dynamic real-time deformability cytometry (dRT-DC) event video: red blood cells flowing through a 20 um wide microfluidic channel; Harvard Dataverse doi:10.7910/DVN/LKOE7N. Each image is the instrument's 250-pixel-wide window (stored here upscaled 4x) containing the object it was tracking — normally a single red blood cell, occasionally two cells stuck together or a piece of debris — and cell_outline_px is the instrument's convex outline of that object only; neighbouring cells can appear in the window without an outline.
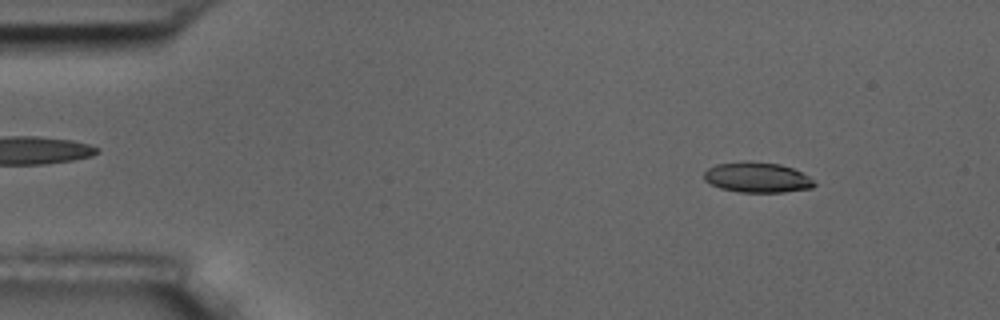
{"species": "common noctule bat (a hibernating species)", "species_latin": "Nyctalus noctula", "temperature_condition": "room temperature", "stored_images_in_passage": 55, "camera_frame_rate_fps": 3000, "um_per_image_px": 0.085, "animal": {"sex": "male", "body_mass_g": 17.5, "forearm_length_mm": 52.3}, "frame": {"image": 1, "passage_image": 6, "time_ms": 1.667, "image_size_px": [1000, 320], "cell_outline_px": [[816, 184], [812, 188], [784, 192], [740, 192], [720, 188], [704, 180], [704, 172], [708, 168], [716, 164], [780, 164], [792, 168], [808, 176]], "centroid_in_image_um": [64.38, 15.13], "position_along_channel_um": 20.6, "area_um2": 18.55}}
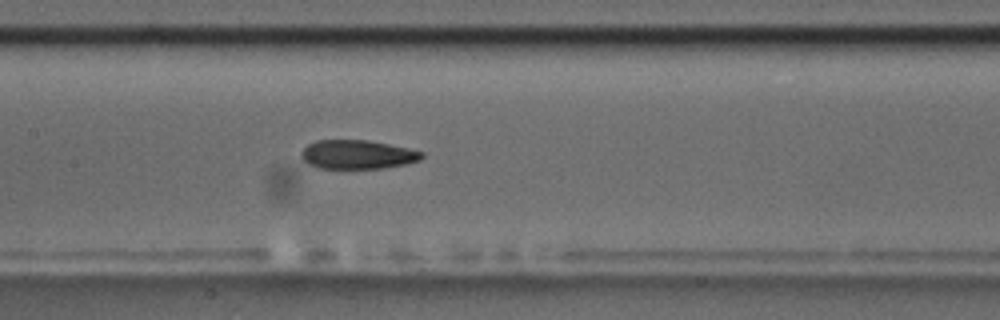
{"frame": {"image": 2, "passage_image": 26, "time_ms": 8.333, "image_size_px": [1000, 320], "cell_outline_px": [[424, 156], [420, 160], [408, 164], [384, 168], [316, 168], [308, 164], [300, 156], [300, 152], [308, 144], [316, 140], [368, 140], [408, 148], [424, 152]], "centroid_in_image_um": [30.39, 13.13], "position_along_channel_um": 177.0, "area_um2": 20.46}}
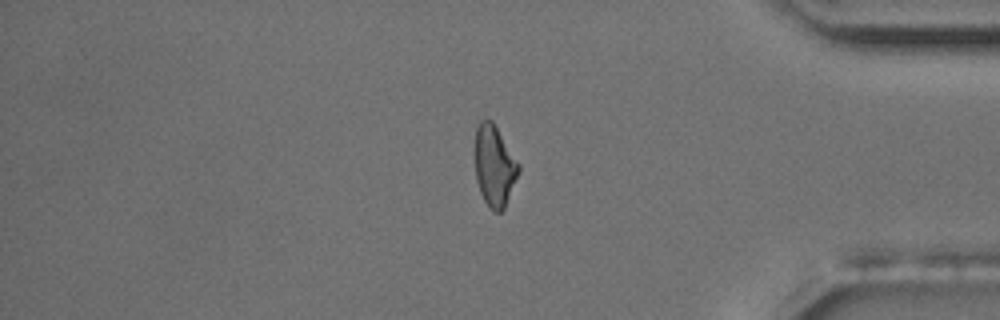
{"frame": {"image": 3, "passage_image": 46, "time_ms": 15.0, "image_size_px": [1000, 320], "cell_outline_px": [[520, 168], [504, 208], [500, 212], [492, 212], [488, 208], [480, 192], [476, 180], [476, 128], [480, 120], [492, 120], [520, 164]], "centroid_in_image_um": [42.02, 14.11], "position_along_channel_um": 393.2, "area_um2": 20.35}, "authors_computed_cell_mechanics": {"area_um2": 20.9236, "velocity_mm_per_s": 3.6195, "shape_relaxation_time_tau1_ms": 10.5842, "shape_relaxation_time_tau2_ms": 4.0186, "deformation_change_tau1": 0.2224, "deformation_change_tau2": 0.1091}}